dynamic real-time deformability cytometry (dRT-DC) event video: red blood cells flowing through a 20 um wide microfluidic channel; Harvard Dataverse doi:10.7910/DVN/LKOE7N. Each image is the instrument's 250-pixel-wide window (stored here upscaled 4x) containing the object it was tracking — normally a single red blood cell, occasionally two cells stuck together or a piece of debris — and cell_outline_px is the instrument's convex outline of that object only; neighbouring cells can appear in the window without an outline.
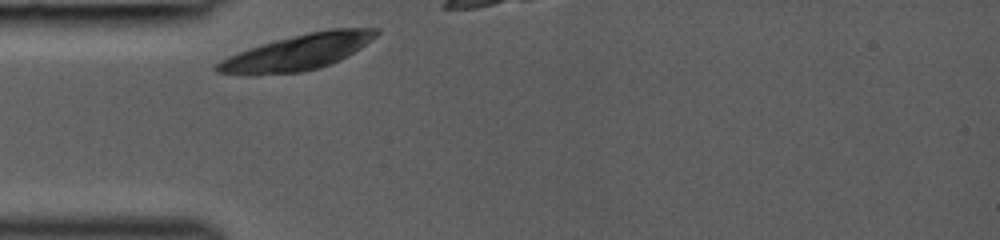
{"species": "common noctule bat (a hibernating species)", "species_latin": "Nyctalus noctula", "temperature_condition": "room temperature", "stored_images_in_passage": 7, "camera_frame_rate_fps": 3000, "um_per_image_px": 0.085, "animal": {"sex": "female", "body_mass_g": 19.0, "forearm_length_mm": 53.3}, "frame": {"image": 1, "passage_image": 1, "time_ms": 0.0, "image_size_px": [1000, 240], "cell_outline_px": [[380, 32], [372, 40], [360, 48], [340, 60], [320, 68], [300, 72], [252, 76], [248, 76], [216, 72], [212, 68], [220, 60], [228, 56], [248, 48], [276, 40], [308, 32], [328, 28], [380, 28]], "centroid_in_image_um": [25.27, 4.45], "position_along_channel_um": 59.7, "area_um2": 33.41}}
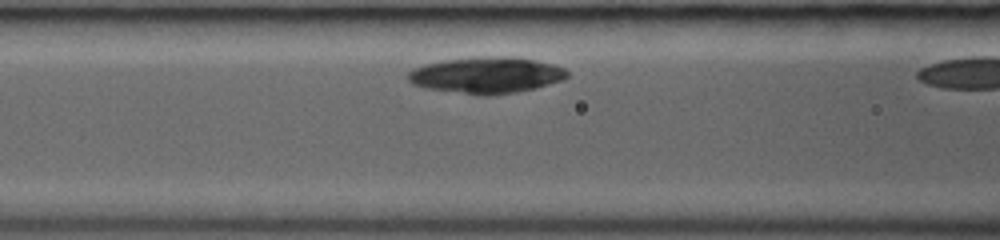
{"frame": {"image": 2, "passage_image": 6, "time_ms": 1.667, "image_size_px": [1000, 240], "cell_outline_px": [[568, 76], [564, 80], [516, 92], [488, 96], [476, 96], [424, 88], [412, 84], [408, 80], [408, 72], [416, 68], [428, 64], [444, 60], [480, 56], [508, 56], [532, 60], [552, 64], [564, 68], [568, 72]], "centroid_in_image_um": [41.32, 6.4], "position_along_channel_um": 125.3, "area_um2": 33.7}}